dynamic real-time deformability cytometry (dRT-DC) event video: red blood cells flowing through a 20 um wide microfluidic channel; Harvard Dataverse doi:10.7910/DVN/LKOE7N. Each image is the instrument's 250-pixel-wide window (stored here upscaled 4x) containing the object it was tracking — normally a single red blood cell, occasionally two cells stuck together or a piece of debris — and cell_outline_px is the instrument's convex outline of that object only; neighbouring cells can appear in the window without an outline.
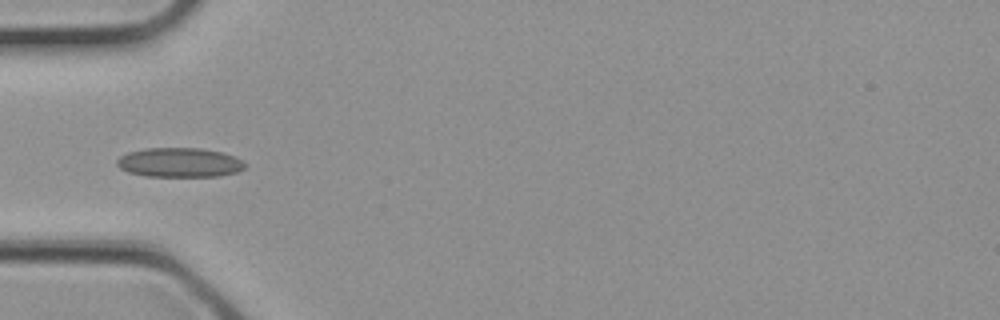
{"species": "common noctule bat (a hibernating species)", "species_latin": "Nyctalus noctula", "temperature_condition": "cold", "stored_images_in_passage": 3, "camera_frame_rate_fps": 3000, "um_per_image_px": 0.085, "animal": {"sex": "female", "body_mass_g": 21.9}, "frame": {"image": 1, "passage_image": 3, "time_ms": 0.667, "image_size_px": [1000, 320], "cell_outline_px": [[248, 164], [244, 168], [236, 172], [220, 176], [144, 176], [128, 172], [120, 168], [116, 164], [116, 160], [120, 156], [128, 152], [144, 148], [200, 148], [220, 152], [236, 156]], "centroid_in_image_um": [15.26, 13.81], "position_along_channel_um": 69.7, "area_um2": 22.08}}